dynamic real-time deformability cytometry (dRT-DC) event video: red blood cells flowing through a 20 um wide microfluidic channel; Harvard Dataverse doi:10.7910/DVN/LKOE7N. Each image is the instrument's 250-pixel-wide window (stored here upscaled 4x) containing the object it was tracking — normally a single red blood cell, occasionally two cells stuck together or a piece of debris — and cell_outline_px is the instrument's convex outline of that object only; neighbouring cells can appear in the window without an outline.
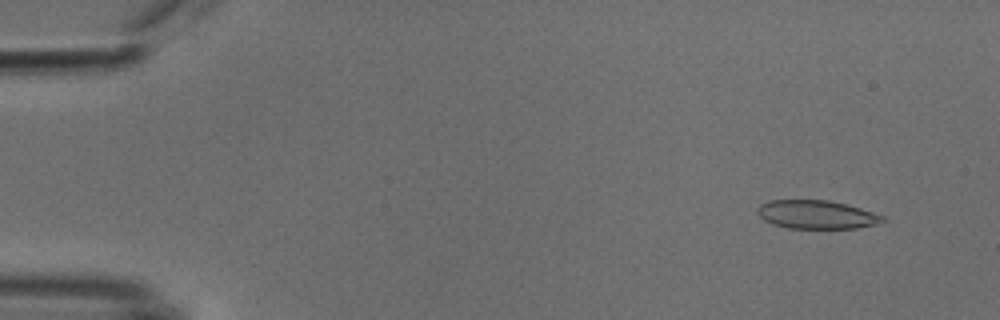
{"species": "common noctule bat (a hibernating species)", "species_latin": "Nyctalus noctula", "temperature_condition": "cold", "stored_images_in_passage": 52, "camera_frame_rate_fps": 3000, "um_per_image_px": 0.085, "animal": {"sex": "male", "body_mass_g": 18.8}, "frame": {"image": 1, "passage_image": 4, "time_ms": 1.0, "image_size_px": [1000, 320], "cell_outline_px": [[888, 220], [876, 224], [856, 228], [788, 228], [772, 224], [764, 220], [756, 212], [756, 208], [760, 204], [772, 200], [828, 200], [848, 204], [884, 216]], "centroid_in_image_um": [69.4, 18.23], "position_along_channel_um": 15.6, "area_um2": 20.87}}
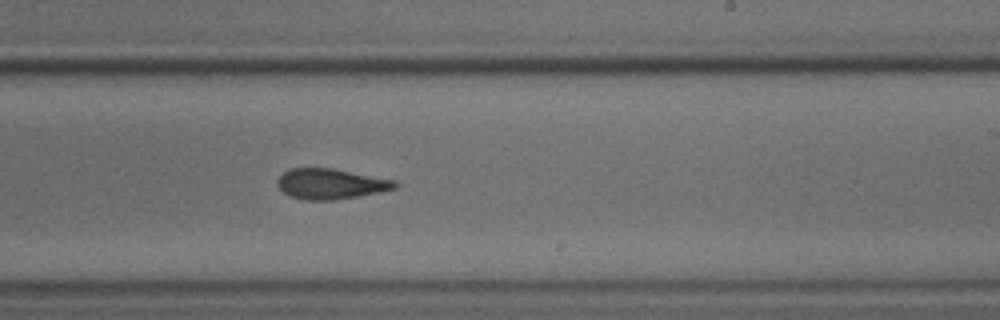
{"frame": {"image": 2, "passage_image": 32, "time_ms": 10.333, "image_size_px": [1000, 320], "cell_outline_px": [[400, 184], [396, 188], [380, 192], [332, 200], [304, 200], [292, 196], [284, 192], [276, 184], [276, 180], [284, 172], [292, 168], [332, 168], [396, 180]], "centroid_in_image_um": [28.13, 15.62], "position_along_channel_um": 260.9, "area_um2": 20.75}}
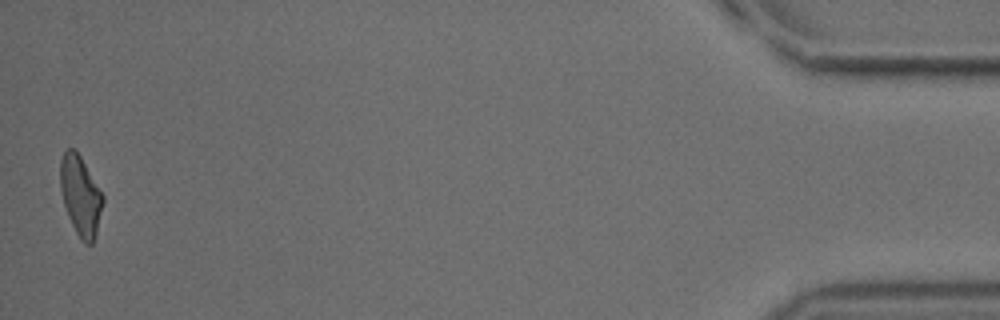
{"frame": {"image": 3, "passage_image": 52, "time_ms": 17.0, "image_size_px": [1000, 320], "cell_outline_px": [[104, 200], [96, 236], [92, 244], [84, 244], [80, 240], [68, 216], [64, 204], [60, 188], [60, 160], [64, 152], [68, 148], [76, 148], [104, 196]], "centroid_in_image_um": [6.85, 16.63], "position_along_channel_um": 428.4, "area_um2": 19.94}, "authors_computed_cell_mechanics": {"area_um2": 21.1548, "velocity_mm_per_s": 3.8202, "shape_relaxation_time_tau1_ms": null, "shape_relaxation_time_tau2_ms": 4.0656, "deformation_change_tau1": null, "deformation_change_tau2": 0.1086}}